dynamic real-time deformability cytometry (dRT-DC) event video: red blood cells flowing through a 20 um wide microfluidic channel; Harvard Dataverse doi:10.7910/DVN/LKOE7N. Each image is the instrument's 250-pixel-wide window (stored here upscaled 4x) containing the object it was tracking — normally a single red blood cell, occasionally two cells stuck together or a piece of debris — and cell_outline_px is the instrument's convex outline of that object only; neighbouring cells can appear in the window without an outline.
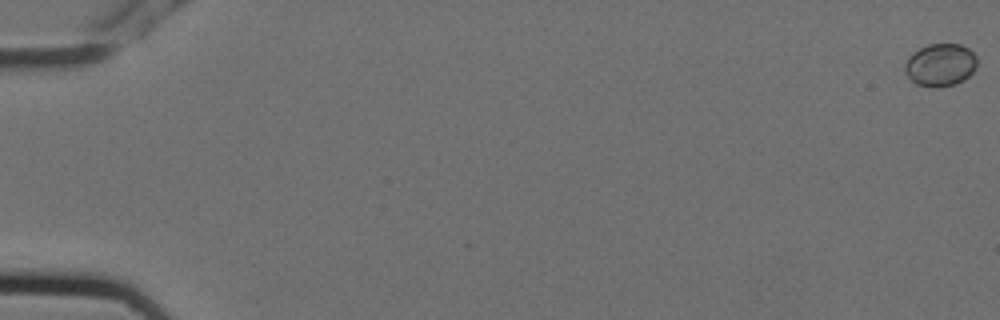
{"species": "Egyptian fruit bat (a non-hibernating species)", "species_latin": "Rousettus aegyptiacus", "temperature_condition": "cold", "stored_images_in_passage": 2, "camera_frame_rate_fps": 3000, "um_per_image_px": 0.085, "animal": {"sex": "female"}, "frame": {"image": 1, "passage_image": 2, "time_ms": 0.333, "image_size_px": [1000, 320], "cell_outline_px": [[976, 68], [964, 80], [956, 84], [916, 84], [904, 72], [904, 64], [908, 56], [920, 48], [928, 44], [960, 44], [968, 48], [976, 56]], "centroid_in_image_um": [79.93, 5.46], "position_along_channel_um": 5.1, "area_um2": 17.46}}